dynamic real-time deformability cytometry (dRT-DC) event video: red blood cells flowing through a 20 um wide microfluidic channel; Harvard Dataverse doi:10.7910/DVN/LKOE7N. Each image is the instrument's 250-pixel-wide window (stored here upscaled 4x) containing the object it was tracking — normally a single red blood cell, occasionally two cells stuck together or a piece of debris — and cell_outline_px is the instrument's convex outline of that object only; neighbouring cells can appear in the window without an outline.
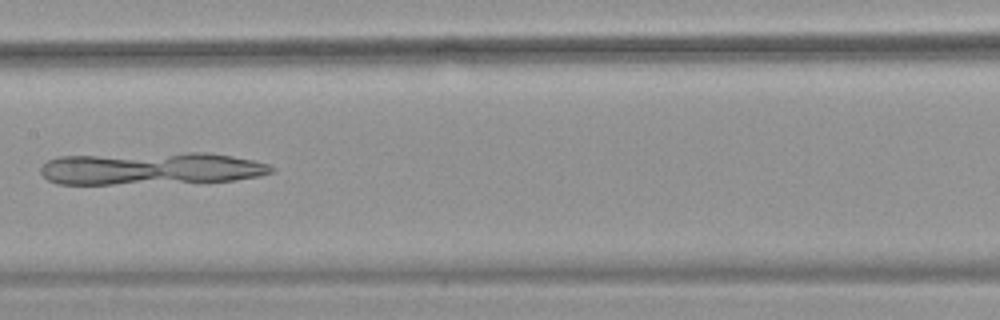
{"species": "common noctule bat (a hibernating species)", "species_latin": "Nyctalus noctula", "temperature_condition": "warm", "stored_images_in_passage": 52, "camera_frame_rate_fps": 3000, "um_per_image_px": 0.085, "animal": {"sex": "female", "body_mass_g": 18.4}, "frame": {"image": 1, "passage_image": 27, "time_ms": 8.667, "image_size_px": [1000, 320], "cell_outline_px": [[276, 168], [272, 172], [260, 176], [236, 180], [112, 184], [56, 184], [48, 180], [40, 172], [40, 168], [48, 160], [56, 156], [188, 152], [208, 152], [232, 156], [252, 160], [268, 164]], "centroid_in_image_um": [12.81, 14.31], "position_along_channel_um": 194.6, "area_um2": 43.75}}
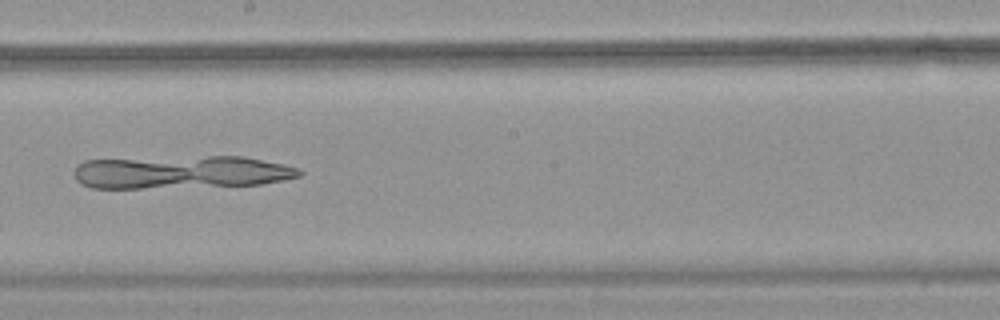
{"frame": {"image": 2, "passage_image": 30, "time_ms": 9.667, "image_size_px": [1000, 320], "cell_outline_px": [[304, 172], [300, 176], [284, 180], [260, 184], [140, 188], [92, 188], [80, 184], [76, 180], [72, 172], [76, 164], [84, 160], [208, 156], [244, 156], [284, 164], [300, 168]], "centroid_in_image_um": [15.38, 14.62], "position_along_channel_um": 232.8, "area_um2": 43.41}}